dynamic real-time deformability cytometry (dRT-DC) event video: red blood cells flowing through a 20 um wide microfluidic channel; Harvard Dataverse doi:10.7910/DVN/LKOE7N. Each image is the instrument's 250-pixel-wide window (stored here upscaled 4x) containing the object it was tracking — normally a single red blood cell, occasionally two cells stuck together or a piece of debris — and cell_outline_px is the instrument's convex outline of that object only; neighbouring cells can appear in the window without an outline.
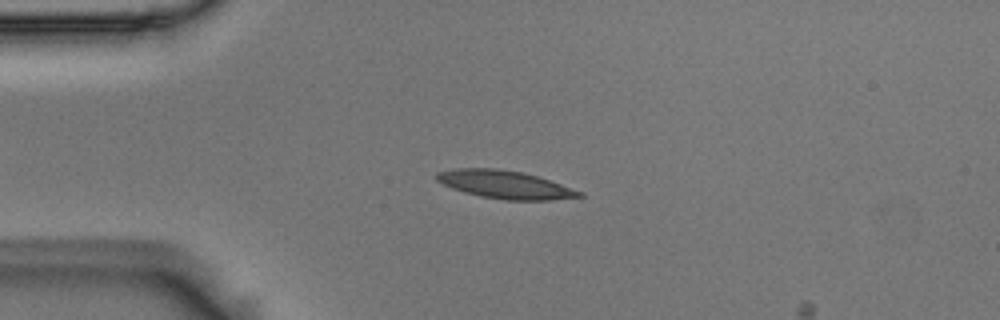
{"species": "Egyptian fruit bat (a non-hibernating species)", "species_latin": "Rousettus aegyptiacus", "temperature_condition": "room temperature", "stored_images_in_passage": 14, "camera_frame_rate_fps": 3000, "um_per_image_px": 0.085, "animal": {"sex": "male"}, "frame": {"image": 1, "passage_image": 12, "time_ms": 3.667, "image_size_px": [1000, 320], "cell_outline_px": [[584, 196], [552, 200], [504, 200], [480, 196], [464, 192], [452, 188], [436, 180], [436, 172], [456, 168], [496, 168], [524, 172], [584, 192]], "centroid_in_image_um": [42.92, 15.69], "position_along_channel_um": 42.1, "area_um2": 23.24}}